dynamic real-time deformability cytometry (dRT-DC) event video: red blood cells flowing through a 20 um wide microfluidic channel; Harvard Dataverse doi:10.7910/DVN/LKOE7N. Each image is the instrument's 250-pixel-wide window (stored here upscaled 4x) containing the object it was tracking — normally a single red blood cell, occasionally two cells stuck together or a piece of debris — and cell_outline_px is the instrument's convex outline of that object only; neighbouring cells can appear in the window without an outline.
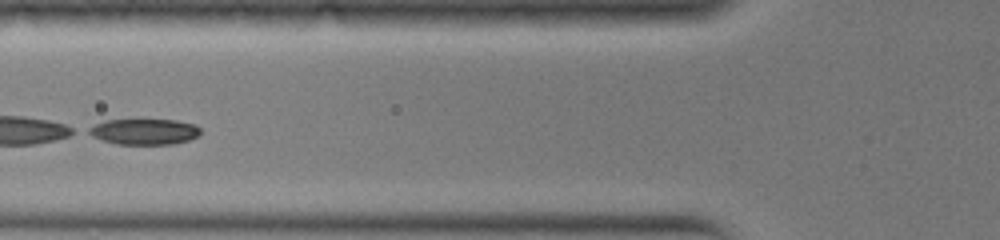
{"species": "common noctule bat (a hibernating species)", "species_latin": "Nyctalus noctula", "temperature_condition": "warm", "stored_images_in_passage": 22, "camera_frame_rate_fps": 3000, "um_per_image_px": 0.085, "animal": {"sex": "female", "body_mass_g": 19.0, "forearm_length_mm": 51.5}, "frame": {"image": 1, "passage_image": 4, "time_ms": 1.0, "image_size_px": [1000, 240], "cell_outline_px": [[200, 136], [188, 140], [172, 144], [116, 144], [92, 136], [84, 132], [88, 128], [104, 120], [176, 120], [196, 124], [200, 128]], "centroid_in_image_um": [12.27, 11.19], "position_along_channel_um": 113.5, "area_um2": 16.88}}
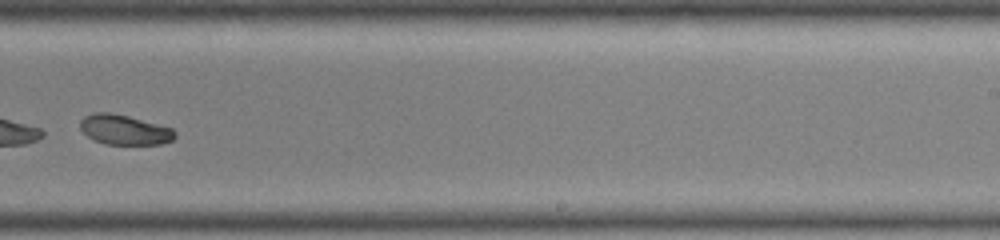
{"frame": {"image": 2, "passage_image": 13, "time_ms": 4.0, "image_size_px": [1000, 240], "cell_outline_px": [[176, 136], [172, 140], [160, 144], [104, 144], [92, 140], [80, 128], [80, 120], [84, 116], [96, 112], [108, 112], [128, 116], [172, 128], [176, 132]], "centroid_in_image_um": [10.56, 11.03], "position_along_channel_um": 278.4, "area_um2": 16.47}}